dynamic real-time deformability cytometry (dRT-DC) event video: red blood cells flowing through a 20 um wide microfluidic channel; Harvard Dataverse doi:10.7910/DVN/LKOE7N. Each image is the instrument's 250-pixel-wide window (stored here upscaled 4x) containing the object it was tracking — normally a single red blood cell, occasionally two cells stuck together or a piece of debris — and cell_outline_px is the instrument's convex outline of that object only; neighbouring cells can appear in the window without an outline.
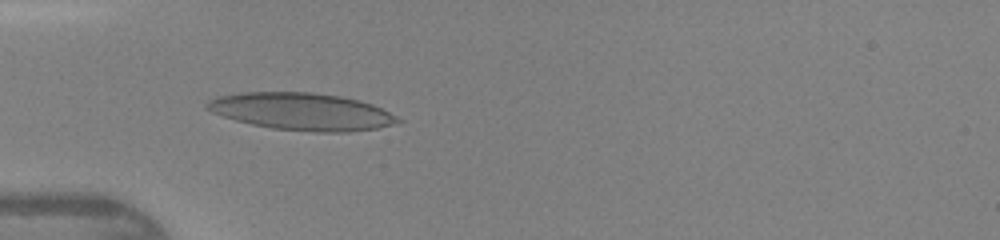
{"species": "human", "species_latin": "Homo sapiens", "temperature_condition": "warm", "stored_images_in_passage": 33, "camera_frame_rate_fps": 3000, "um_per_image_px": 0.085, "donor": {"sex": "female"}, "frame": {"image": 1, "passage_image": 3, "time_ms": 0.667, "image_size_px": [1000, 240], "cell_outline_px": [[404, 120], [392, 124], [376, 128], [348, 132], [316, 132], [272, 128], [252, 124], [236, 120], [212, 112], [204, 108], [204, 104], [208, 100], [220, 96], [240, 92], [312, 92], [340, 96], [360, 100], [372, 104]], "centroid_in_image_um": [25.63, 9.47], "position_along_channel_um": 59.4, "area_um2": 41.27}}
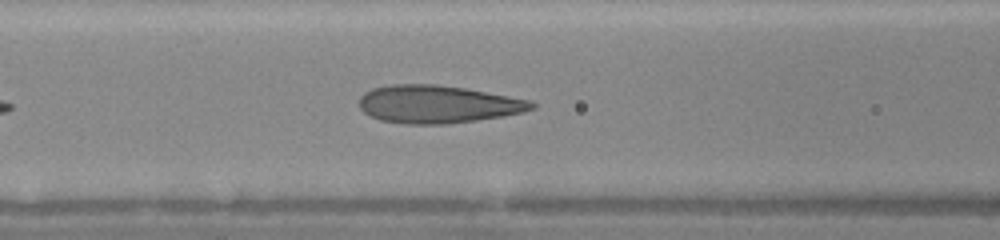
{"frame": {"image": 2, "passage_image": 8, "time_ms": 2.333, "image_size_px": [1000, 240], "cell_outline_px": [[536, 108], [524, 112], [504, 116], [476, 120], [444, 124], [408, 124], [380, 120], [364, 112], [360, 108], [360, 96], [364, 92], [372, 88], [388, 84], [436, 84], [464, 88], [532, 100], [536, 104]], "centroid_in_image_um": [37.22, 8.85], "position_along_channel_um": 129.4, "area_um2": 38.09}}
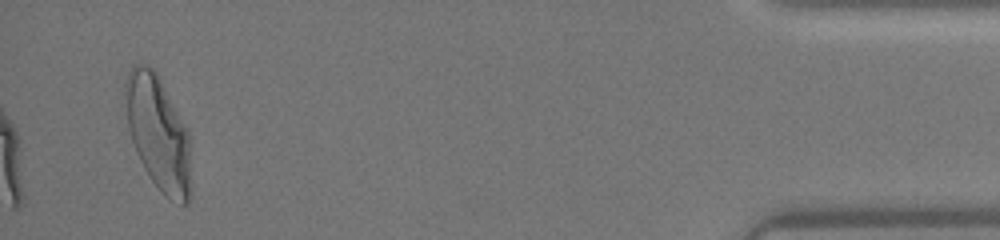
{"frame": {"image": 3, "passage_image": 32, "time_ms": 10.333, "image_size_px": [1000, 240], "cell_outline_px": [[192, 192], [188, 204], [184, 204], [168, 200], [160, 192], [144, 168], [140, 160], [132, 140], [128, 128], [124, 92], [124, 84], [128, 72], [136, 64], [144, 64], [152, 68], [156, 72], [188, 128]], "centroid_in_image_um": [13.47, 11.35], "position_along_channel_um": 421.7, "area_um2": 44.1}}